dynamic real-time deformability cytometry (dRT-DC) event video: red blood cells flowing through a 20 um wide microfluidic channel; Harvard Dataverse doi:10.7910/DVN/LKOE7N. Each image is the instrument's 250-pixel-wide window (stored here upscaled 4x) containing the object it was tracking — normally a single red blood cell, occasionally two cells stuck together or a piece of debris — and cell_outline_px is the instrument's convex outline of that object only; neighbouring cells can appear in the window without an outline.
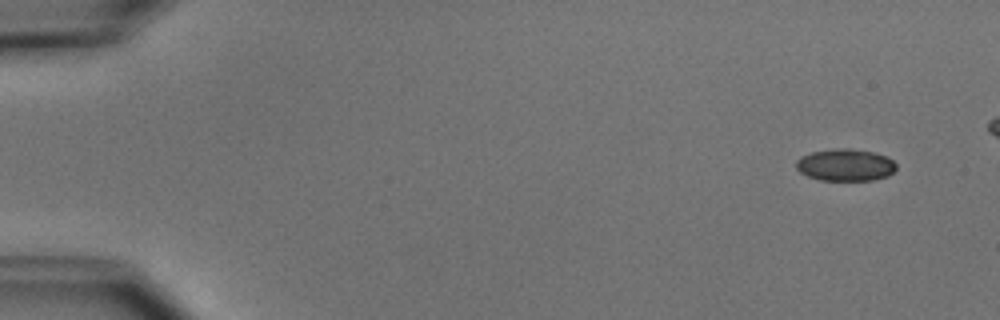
{"species": "common noctule bat (a hibernating species)", "species_latin": "Nyctalus noctula", "temperature_condition": "cold", "stored_images_in_passage": 6, "camera_frame_rate_fps": 3000, "um_per_image_px": 0.085, "animal": {"sex": "male", "body_mass_g": 15.6}, "frame": {"image": 1, "passage_image": 1, "time_ms": 0.0, "image_size_px": [1000, 320], "cell_outline_px": [[896, 168], [888, 176], [872, 180], [820, 180], [808, 176], [800, 172], [796, 168], [796, 160], [800, 156], [812, 152], [836, 148], [848, 148], [872, 152], [888, 156], [896, 164]], "centroid_in_image_um": [71.85, 14.02], "position_along_channel_um": 13.2, "area_um2": 18.73}}